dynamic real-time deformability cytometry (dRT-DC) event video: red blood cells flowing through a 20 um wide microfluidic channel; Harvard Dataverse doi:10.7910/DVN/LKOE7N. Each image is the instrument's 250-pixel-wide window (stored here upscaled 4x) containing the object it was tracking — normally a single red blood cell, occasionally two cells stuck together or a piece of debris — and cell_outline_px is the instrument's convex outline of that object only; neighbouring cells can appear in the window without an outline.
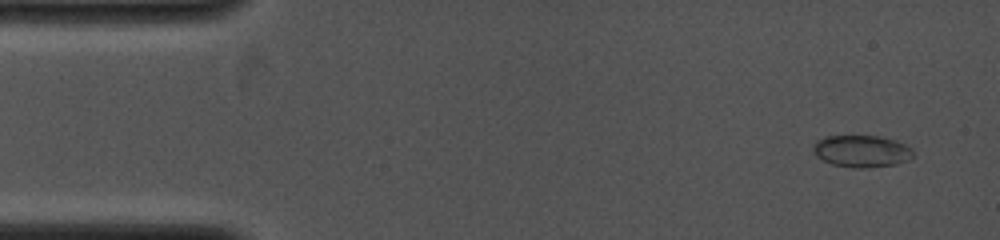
{"species": "common noctule bat (a hibernating species)", "species_latin": "Nyctalus noctula", "temperature_condition": "cold", "stored_images_in_passage": 39, "camera_frame_rate_fps": 4000, "um_per_image_px": 0.085, "animal": {"sex": "female", "body_mass_g": 19.0, "forearm_length_mm": 53.3}, "frame": {"image": 1, "passage_image": 2, "time_ms": 0.5, "image_size_px": [1000, 240], "cell_outline_px": [[912, 156], [908, 160], [896, 164], [864, 168], [852, 168], [832, 164], [816, 156], [812, 152], [812, 144], [816, 140], [824, 136], [880, 136], [896, 140], [912, 148]], "centroid_in_image_um": [73.19, 12.84], "position_along_channel_um": 11.8, "area_um2": 18.79}}
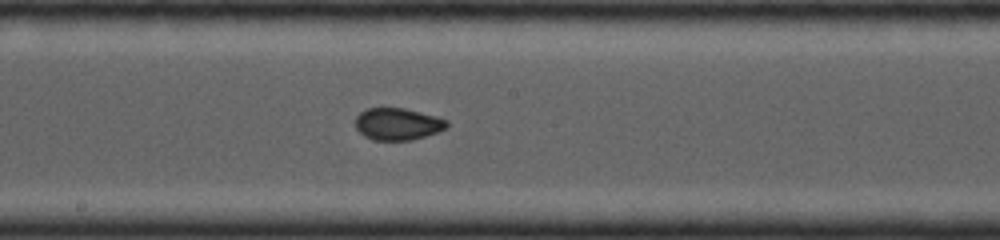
{"frame": {"image": 2, "passage_image": 23, "time_ms": 7.5, "image_size_px": [1000, 240], "cell_outline_px": [[448, 128], [412, 140], [372, 140], [364, 136], [356, 128], [356, 116], [360, 112], [368, 108], [404, 108], [436, 116], [448, 120]], "centroid_in_image_um": [33.8, 10.54], "position_along_channel_um": 214.4, "area_um2": 17.05}}
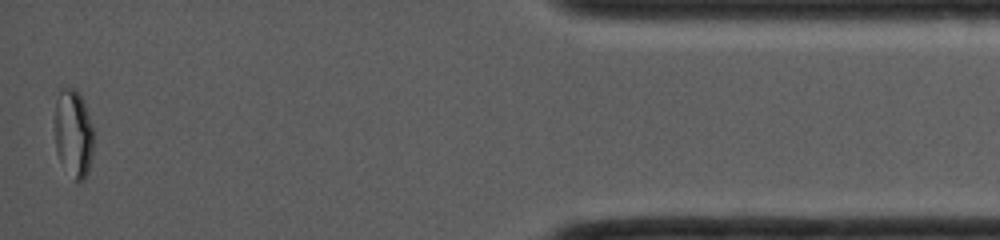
{"frame": {"image": 3, "passage_image": 39, "time_ms": 13.75, "image_size_px": [1000, 240], "cell_outline_px": [[92, 156], [88, 172], [84, 180], [76, 180], [60, 160], [56, 152], [56, 100], [60, 92], [64, 88], [76, 88], [80, 92], [92, 124]], "centroid_in_image_um": [6.26, 11.31], "position_along_channel_um": 428.9, "area_um2": 19.42}}